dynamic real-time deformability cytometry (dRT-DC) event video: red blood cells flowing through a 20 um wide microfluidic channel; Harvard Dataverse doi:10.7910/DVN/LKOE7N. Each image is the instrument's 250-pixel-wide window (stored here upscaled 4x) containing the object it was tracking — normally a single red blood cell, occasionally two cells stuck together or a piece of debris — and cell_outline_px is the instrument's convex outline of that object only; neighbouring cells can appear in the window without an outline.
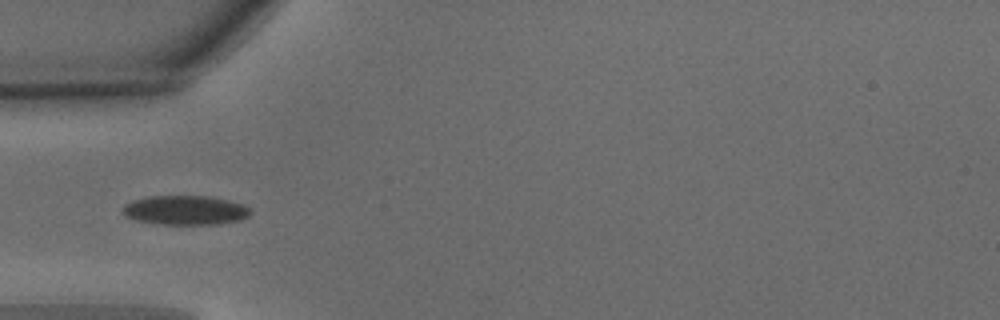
{"species": "common noctule bat (a hibernating species)", "species_latin": "Nyctalus noctula", "temperature_condition": "warm", "stored_images_in_passage": 27, "camera_frame_rate_fps": 3000, "um_per_image_px": 0.085, "animal": {"sex": "male", "body_mass_g": 15.6}, "frame": {"image": 1, "passage_image": 5, "time_ms": 1.333, "image_size_px": [1000, 320], "cell_outline_px": [[252, 212], [248, 216], [240, 220], [220, 224], [156, 224], [136, 220], [124, 216], [124, 204], [148, 196], [208, 196], [228, 200], [244, 204]], "centroid_in_image_um": [15.77, 17.87], "position_along_channel_um": 69.2, "area_um2": 21.79}}